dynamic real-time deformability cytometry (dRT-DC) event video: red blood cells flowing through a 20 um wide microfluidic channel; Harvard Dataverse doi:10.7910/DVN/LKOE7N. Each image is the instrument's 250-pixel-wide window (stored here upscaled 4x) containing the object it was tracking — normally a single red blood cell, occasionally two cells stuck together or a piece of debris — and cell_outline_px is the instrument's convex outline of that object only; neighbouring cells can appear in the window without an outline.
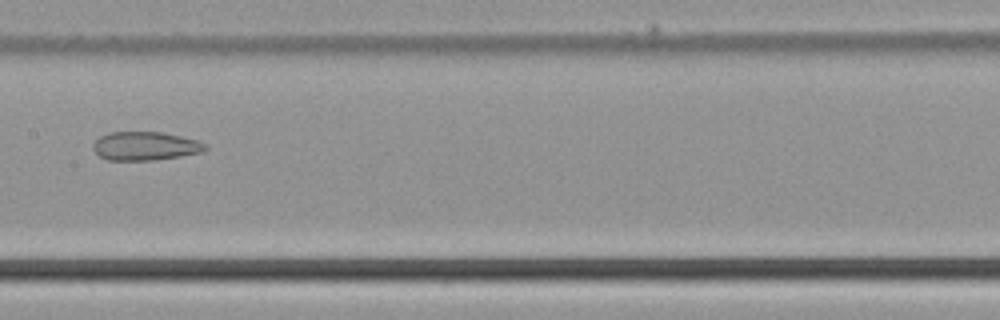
{"species": "common noctule bat (a hibernating species)", "species_latin": "Nyctalus noctula", "temperature_condition": "cold", "stored_images_in_passage": 34, "camera_frame_rate_fps": 3000, "um_per_image_px": 0.085, "animal": {"sex": "male", "body_mass_g": 21.5, "forearm_length_mm": 52.0}, "frame": {"image": 1, "passage_image": 14, "time_ms": 4.333, "image_size_px": [1000, 320], "cell_outline_px": [[208, 148], [204, 152], [180, 156], [152, 160], [108, 160], [100, 156], [92, 148], [92, 144], [100, 136], [108, 132], [164, 132], [200, 140], [208, 144]], "centroid_in_image_um": [12.4, 12.4], "position_along_channel_um": 195.0, "area_um2": 18.96}}
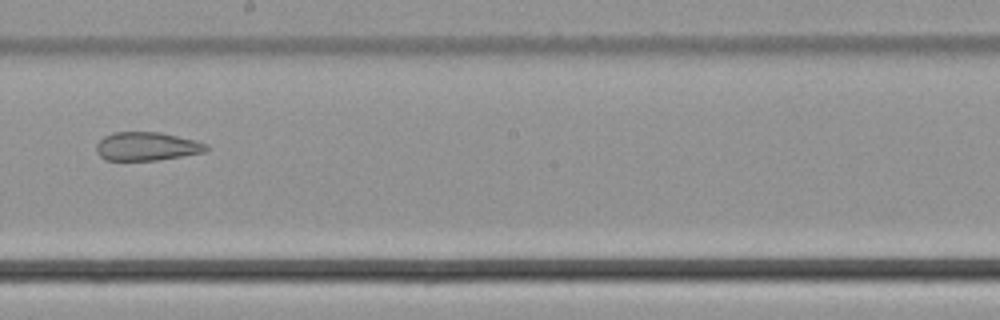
{"frame": {"image": 2, "passage_image": 17, "time_ms": 5.333, "image_size_px": [1000, 320], "cell_outline_px": [[208, 148], [204, 152], [156, 160], [104, 160], [96, 152], [96, 144], [104, 136], [112, 132], [160, 132], [208, 144]], "centroid_in_image_um": [12.42, 12.44], "position_along_channel_um": 235.8, "area_um2": 18.09}}
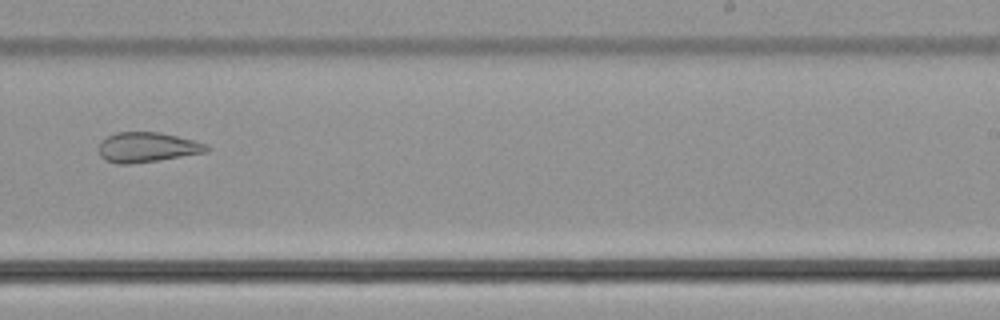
{"frame": {"image": 3, "passage_image": 20, "time_ms": 6.333, "image_size_px": [1000, 320], "cell_outline_px": [[208, 152], [156, 160], [128, 164], [116, 164], [104, 160], [100, 156], [100, 140], [116, 132], [160, 132], [208, 144]], "centroid_in_image_um": [12.48, 12.51], "position_along_channel_um": 276.5, "area_um2": 18.67}}